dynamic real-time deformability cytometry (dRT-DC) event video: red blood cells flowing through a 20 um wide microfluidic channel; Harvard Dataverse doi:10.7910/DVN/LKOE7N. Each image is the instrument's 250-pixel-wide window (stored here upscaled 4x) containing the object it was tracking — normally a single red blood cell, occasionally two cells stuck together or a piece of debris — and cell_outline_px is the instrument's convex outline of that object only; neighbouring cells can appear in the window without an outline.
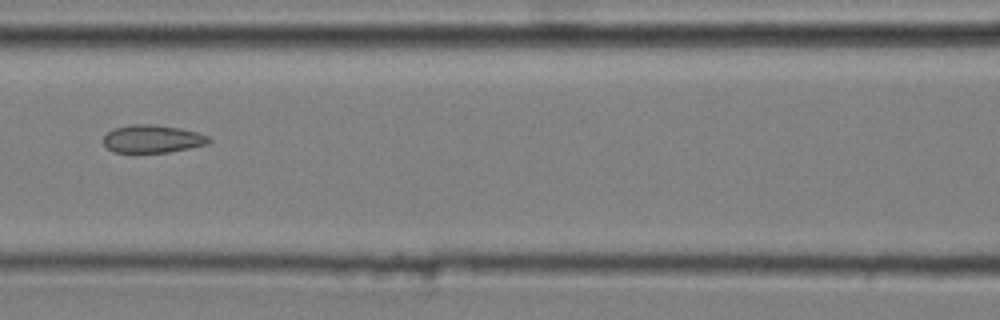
{"species": "common noctule bat (a hibernating species)", "species_latin": "Nyctalus noctula", "temperature_condition": "cold", "stored_images_in_passage": 9, "camera_frame_rate_fps": 3000, "um_per_image_px": 0.085, "animal": {"sex": "male", "body_mass_g": 20.4}, "frame": {"image": 1, "passage_image": 3, "time_ms": 0.667, "image_size_px": [1000, 320], "cell_outline_px": [[212, 140], [208, 144], [168, 152], [112, 152], [104, 144], [104, 136], [108, 132], [116, 128], [132, 124], [152, 124], [180, 128], [196, 132], [208, 136]], "centroid_in_image_um": [12.97, 11.8], "position_along_channel_um": 153.6, "area_um2": 16.94}}
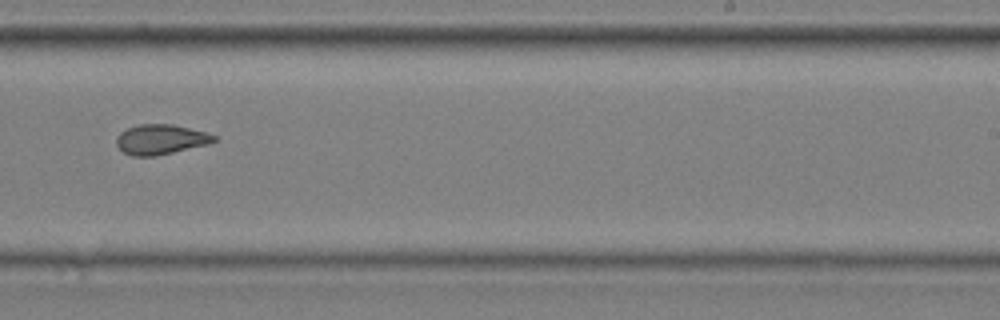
{"frame": {"image": 2, "passage_image": 6, "time_ms": 1.667, "image_size_px": [1000, 320], "cell_outline_px": [[220, 140], [208, 144], [156, 156], [132, 156], [124, 152], [116, 144], [116, 136], [120, 132], [128, 128], [140, 124], [172, 124], [204, 132], [216, 136]], "centroid_in_image_um": [13.66, 11.85], "position_along_channel_um": 275.3, "area_um2": 16.99}}
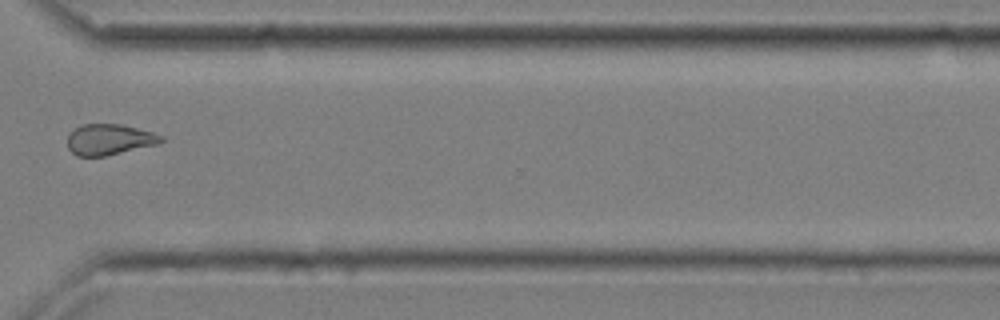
{"frame": {"image": 3, "passage_image": 8, "time_ms": 2.333, "image_size_px": [1000, 320], "cell_outline_px": [[164, 140], [160, 144], [104, 156], [76, 156], [68, 148], [68, 136], [76, 128], [84, 124], [120, 124], [152, 132], [164, 136]], "centroid_in_image_um": [9.33, 11.86], "position_along_channel_um": 361.3, "area_um2": 16.76}}